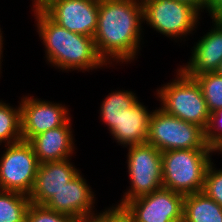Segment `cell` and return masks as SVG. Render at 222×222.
Wrapping results in <instances>:
<instances>
[{"mask_svg":"<svg viewBox=\"0 0 222 222\" xmlns=\"http://www.w3.org/2000/svg\"><path fill=\"white\" fill-rule=\"evenodd\" d=\"M143 22L166 37L184 38L197 28L200 14L194 7L176 0H141Z\"/></svg>","mask_w":222,"mask_h":222,"instance_id":"obj_7","label":"cell"},{"mask_svg":"<svg viewBox=\"0 0 222 222\" xmlns=\"http://www.w3.org/2000/svg\"><path fill=\"white\" fill-rule=\"evenodd\" d=\"M37 32L45 46V56L62 71H90L107 67L98 54L93 37L71 32L53 22L42 10H35Z\"/></svg>","mask_w":222,"mask_h":222,"instance_id":"obj_2","label":"cell"},{"mask_svg":"<svg viewBox=\"0 0 222 222\" xmlns=\"http://www.w3.org/2000/svg\"><path fill=\"white\" fill-rule=\"evenodd\" d=\"M185 222H222V207L203 192L184 197Z\"/></svg>","mask_w":222,"mask_h":222,"instance_id":"obj_17","label":"cell"},{"mask_svg":"<svg viewBox=\"0 0 222 222\" xmlns=\"http://www.w3.org/2000/svg\"><path fill=\"white\" fill-rule=\"evenodd\" d=\"M127 168L130 188L124 192L121 202L116 205L122 208L128 201L157 191L162 186V152L149 143L129 146Z\"/></svg>","mask_w":222,"mask_h":222,"instance_id":"obj_6","label":"cell"},{"mask_svg":"<svg viewBox=\"0 0 222 222\" xmlns=\"http://www.w3.org/2000/svg\"><path fill=\"white\" fill-rule=\"evenodd\" d=\"M151 114L152 111L149 112L138 100L130 108L124 109L110 134L123 147L146 143Z\"/></svg>","mask_w":222,"mask_h":222,"instance_id":"obj_16","label":"cell"},{"mask_svg":"<svg viewBox=\"0 0 222 222\" xmlns=\"http://www.w3.org/2000/svg\"><path fill=\"white\" fill-rule=\"evenodd\" d=\"M104 101L100 105V116L103 124L111 131L115 124H118L119 117L124 112V109L130 108L138 98L135 93L128 90L112 91L106 95Z\"/></svg>","mask_w":222,"mask_h":222,"instance_id":"obj_18","label":"cell"},{"mask_svg":"<svg viewBox=\"0 0 222 222\" xmlns=\"http://www.w3.org/2000/svg\"><path fill=\"white\" fill-rule=\"evenodd\" d=\"M217 152H220L219 154L222 153V145H221L218 149H216V153H217Z\"/></svg>","mask_w":222,"mask_h":222,"instance_id":"obj_32","label":"cell"},{"mask_svg":"<svg viewBox=\"0 0 222 222\" xmlns=\"http://www.w3.org/2000/svg\"><path fill=\"white\" fill-rule=\"evenodd\" d=\"M147 143L159 151L178 149H214L207 145L205 131L197 125L154 110L150 116Z\"/></svg>","mask_w":222,"mask_h":222,"instance_id":"obj_5","label":"cell"},{"mask_svg":"<svg viewBox=\"0 0 222 222\" xmlns=\"http://www.w3.org/2000/svg\"><path fill=\"white\" fill-rule=\"evenodd\" d=\"M71 126L70 118L64 125L40 133L29 141L39 164L72 157L75 144Z\"/></svg>","mask_w":222,"mask_h":222,"instance_id":"obj_15","label":"cell"},{"mask_svg":"<svg viewBox=\"0 0 222 222\" xmlns=\"http://www.w3.org/2000/svg\"><path fill=\"white\" fill-rule=\"evenodd\" d=\"M73 222H97V213H95L92 217L74 219Z\"/></svg>","mask_w":222,"mask_h":222,"instance_id":"obj_29","label":"cell"},{"mask_svg":"<svg viewBox=\"0 0 222 222\" xmlns=\"http://www.w3.org/2000/svg\"><path fill=\"white\" fill-rule=\"evenodd\" d=\"M22 140L20 103L14 108L0 101V145L12 144Z\"/></svg>","mask_w":222,"mask_h":222,"instance_id":"obj_20","label":"cell"},{"mask_svg":"<svg viewBox=\"0 0 222 222\" xmlns=\"http://www.w3.org/2000/svg\"><path fill=\"white\" fill-rule=\"evenodd\" d=\"M70 159L39 164L35 183L29 195L31 203L44 205L80 172Z\"/></svg>","mask_w":222,"mask_h":222,"instance_id":"obj_14","label":"cell"},{"mask_svg":"<svg viewBox=\"0 0 222 222\" xmlns=\"http://www.w3.org/2000/svg\"><path fill=\"white\" fill-rule=\"evenodd\" d=\"M184 195L161 188L128 201L121 209L131 222H180Z\"/></svg>","mask_w":222,"mask_h":222,"instance_id":"obj_9","label":"cell"},{"mask_svg":"<svg viewBox=\"0 0 222 222\" xmlns=\"http://www.w3.org/2000/svg\"><path fill=\"white\" fill-rule=\"evenodd\" d=\"M97 222H131L128 215L121 209L115 206L105 209L97 214Z\"/></svg>","mask_w":222,"mask_h":222,"instance_id":"obj_25","label":"cell"},{"mask_svg":"<svg viewBox=\"0 0 222 222\" xmlns=\"http://www.w3.org/2000/svg\"><path fill=\"white\" fill-rule=\"evenodd\" d=\"M22 140L30 141L34 136L64 125L71 117L68 107L61 103L40 100L33 96L21 99Z\"/></svg>","mask_w":222,"mask_h":222,"instance_id":"obj_11","label":"cell"},{"mask_svg":"<svg viewBox=\"0 0 222 222\" xmlns=\"http://www.w3.org/2000/svg\"><path fill=\"white\" fill-rule=\"evenodd\" d=\"M2 31H1V28H0V69H1V59H2V48H3V33H1ZM0 72H1V70H0ZM1 74V73H0Z\"/></svg>","mask_w":222,"mask_h":222,"instance_id":"obj_30","label":"cell"},{"mask_svg":"<svg viewBox=\"0 0 222 222\" xmlns=\"http://www.w3.org/2000/svg\"><path fill=\"white\" fill-rule=\"evenodd\" d=\"M71 216L57 213L44 205L30 203L26 212V222H73Z\"/></svg>","mask_w":222,"mask_h":222,"instance_id":"obj_22","label":"cell"},{"mask_svg":"<svg viewBox=\"0 0 222 222\" xmlns=\"http://www.w3.org/2000/svg\"><path fill=\"white\" fill-rule=\"evenodd\" d=\"M42 11L71 32L89 37L96 32L98 0H52Z\"/></svg>","mask_w":222,"mask_h":222,"instance_id":"obj_10","label":"cell"},{"mask_svg":"<svg viewBox=\"0 0 222 222\" xmlns=\"http://www.w3.org/2000/svg\"><path fill=\"white\" fill-rule=\"evenodd\" d=\"M176 73L177 76L174 80L172 79V82L157 89L156 95L161 102L159 108L166 114L200 126L205 131L210 112L200 85L180 68Z\"/></svg>","mask_w":222,"mask_h":222,"instance_id":"obj_4","label":"cell"},{"mask_svg":"<svg viewBox=\"0 0 222 222\" xmlns=\"http://www.w3.org/2000/svg\"><path fill=\"white\" fill-rule=\"evenodd\" d=\"M0 158V190L29 196L39 167L38 159L29 141L5 145Z\"/></svg>","mask_w":222,"mask_h":222,"instance_id":"obj_8","label":"cell"},{"mask_svg":"<svg viewBox=\"0 0 222 222\" xmlns=\"http://www.w3.org/2000/svg\"><path fill=\"white\" fill-rule=\"evenodd\" d=\"M29 196L0 190V222H26Z\"/></svg>","mask_w":222,"mask_h":222,"instance_id":"obj_19","label":"cell"},{"mask_svg":"<svg viewBox=\"0 0 222 222\" xmlns=\"http://www.w3.org/2000/svg\"><path fill=\"white\" fill-rule=\"evenodd\" d=\"M213 164L207 168L202 192L222 207V169L216 170Z\"/></svg>","mask_w":222,"mask_h":222,"instance_id":"obj_23","label":"cell"},{"mask_svg":"<svg viewBox=\"0 0 222 222\" xmlns=\"http://www.w3.org/2000/svg\"><path fill=\"white\" fill-rule=\"evenodd\" d=\"M205 140L207 145L215 150L222 145V108L210 113Z\"/></svg>","mask_w":222,"mask_h":222,"instance_id":"obj_24","label":"cell"},{"mask_svg":"<svg viewBox=\"0 0 222 222\" xmlns=\"http://www.w3.org/2000/svg\"><path fill=\"white\" fill-rule=\"evenodd\" d=\"M215 72L219 75H222V61L219 63V66Z\"/></svg>","mask_w":222,"mask_h":222,"instance_id":"obj_31","label":"cell"},{"mask_svg":"<svg viewBox=\"0 0 222 222\" xmlns=\"http://www.w3.org/2000/svg\"><path fill=\"white\" fill-rule=\"evenodd\" d=\"M215 149H178L162 152V186L181 195L202 192Z\"/></svg>","mask_w":222,"mask_h":222,"instance_id":"obj_3","label":"cell"},{"mask_svg":"<svg viewBox=\"0 0 222 222\" xmlns=\"http://www.w3.org/2000/svg\"><path fill=\"white\" fill-rule=\"evenodd\" d=\"M179 2H184L189 4L190 6L194 7L199 13L202 10H205V0H176Z\"/></svg>","mask_w":222,"mask_h":222,"instance_id":"obj_27","label":"cell"},{"mask_svg":"<svg viewBox=\"0 0 222 222\" xmlns=\"http://www.w3.org/2000/svg\"><path fill=\"white\" fill-rule=\"evenodd\" d=\"M212 23L211 30L193 46L189 62L180 66L190 78L215 72L222 61V19H213Z\"/></svg>","mask_w":222,"mask_h":222,"instance_id":"obj_13","label":"cell"},{"mask_svg":"<svg viewBox=\"0 0 222 222\" xmlns=\"http://www.w3.org/2000/svg\"><path fill=\"white\" fill-rule=\"evenodd\" d=\"M205 9L212 19H222V0H205Z\"/></svg>","mask_w":222,"mask_h":222,"instance_id":"obj_26","label":"cell"},{"mask_svg":"<svg viewBox=\"0 0 222 222\" xmlns=\"http://www.w3.org/2000/svg\"><path fill=\"white\" fill-rule=\"evenodd\" d=\"M80 172L56 192L44 206L74 219L92 217L95 213V194Z\"/></svg>","mask_w":222,"mask_h":222,"instance_id":"obj_12","label":"cell"},{"mask_svg":"<svg viewBox=\"0 0 222 222\" xmlns=\"http://www.w3.org/2000/svg\"><path fill=\"white\" fill-rule=\"evenodd\" d=\"M142 23L141 0H98L93 38L98 54L107 65L112 64V60L123 63L136 58L143 38Z\"/></svg>","mask_w":222,"mask_h":222,"instance_id":"obj_1","label":"cell"},{"mask_svg":"<svg viewBox=\"0 0 222 222\" xmlns=\"http://www.w3.org/2000/svg\"><path fill=\"white\" fill-rule=\"evenodd\" d=\"M51 1L52 0H33V11L44 9Z\"/></svg>","mask_w":222,"mask_h":222,"instance_id":"obj_28","label":"cell"},{"mask_svg":"<svg viewBox=\"0 0 222 222\" xmlns=\"http://www.w3.org/2000/svg\"><path fill=\"white\" fill-rule=\"evenodd\" d=\"M194 79L201 87L210 113L222 108V75L216 72L202 73Z\"/></svg>","mask_w":222,"mask_h":222,"instance_id":"obj_21","label":"cell"}]
</instances>
